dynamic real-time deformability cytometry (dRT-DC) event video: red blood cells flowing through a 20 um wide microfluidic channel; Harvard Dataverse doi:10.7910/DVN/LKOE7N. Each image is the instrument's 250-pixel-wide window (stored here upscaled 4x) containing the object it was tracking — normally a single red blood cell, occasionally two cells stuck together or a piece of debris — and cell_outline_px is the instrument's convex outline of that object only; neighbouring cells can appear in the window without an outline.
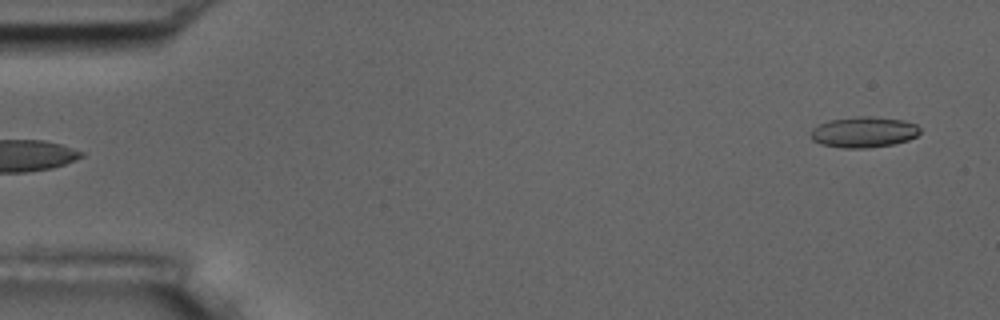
{"species": "common noctule bat (a hibernating species)", "species_latin": "Nyctalus noctula", "temperature_condition": "room temperature", "stored_images_in_passage": 6, "camera_frame_rate_fps": 3000, "um_per_image_px": 0.085, "animal": {"sex": "male", "body_mass_g": 17.5, "forearm_length_mm": 52.3}, "frame": {"image": 1, "passage_image": 6, "time_ms": 6.0, "image_size_px": [1000, 320], "cell_outline_px": [[920, 132], [916, 136], [908, 140], [892, 144], [868, 148], [840, 148], [820, 144], [812, 140], [808, 136], [808, 132], [812, 128], [828, 120], [856, 116], [872, 116], [904, 120], [916, 124], [920, 128]], "centroid_in_image_um": [73.36, 11.22], "position_along_channel_um": 11.6, "area_um2": 19.94}}